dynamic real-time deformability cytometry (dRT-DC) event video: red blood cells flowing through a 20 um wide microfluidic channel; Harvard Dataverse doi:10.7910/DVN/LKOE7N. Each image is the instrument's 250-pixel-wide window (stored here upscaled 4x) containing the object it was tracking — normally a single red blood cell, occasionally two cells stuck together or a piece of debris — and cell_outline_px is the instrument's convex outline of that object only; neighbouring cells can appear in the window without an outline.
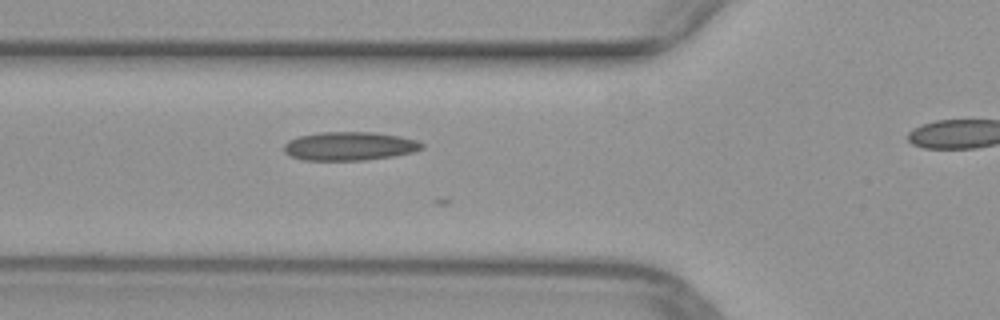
{"species": "common noctule bat (a hibernating species)", "species_latin": "Nyctalus noctula", "temperature_condition": "warm", "stored_images_in_passage": 12, "camera_frame_rate_fps": 3000, "um_per_image_px": 0.085, "animal": {"sex": "female", "body_mass_g": 29.2, "forearm_length_mm": 56.3}, "frame": {"image": 1, "passage_image": 6, "time_ms": 1.667, "image_size_px": [1000, 320], "cell_outline_px": [[424, 148], [412, 152], [392, 156], [364, 160], [304, 160], [288, 156], [284, 152], [284, 144], [288, 140], [300, 136], [320, 132], [372, 132], [400, 136], [420, 140], [424, 144]], "centroid_in_image_um": [29.71, 12.42], "position_along_channel_um": 96.1, "area_um2": 23.12}}
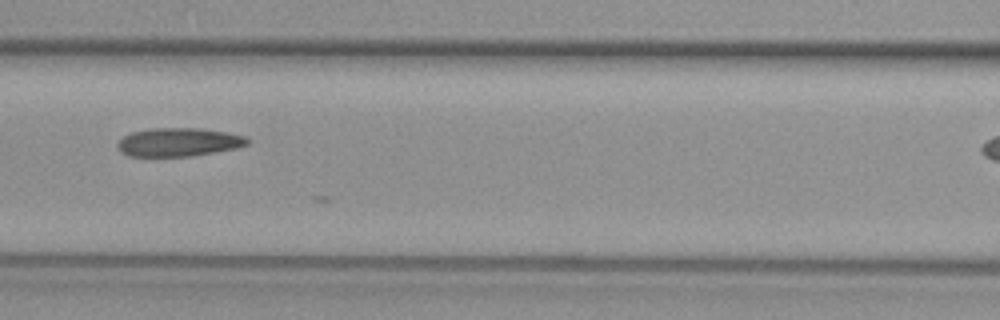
{"frame": {"image": 2, "passage_image": 10, "time_ms": 3.0, "image_size_px": [1000, 320], "cell_outline_px": [[248, 144], [236, 148], [216, 152], [192, 156], [128, 156], [120, 152], [116, 144], [124, 136], [132, 132], [152, 128], [200, 128], [224, 132], [244, 136], [248, 140]], "centroid_in_image_um": [15.15, 12.09], "position_along_channel_um": 151.4, "area_um2": 21.44}}